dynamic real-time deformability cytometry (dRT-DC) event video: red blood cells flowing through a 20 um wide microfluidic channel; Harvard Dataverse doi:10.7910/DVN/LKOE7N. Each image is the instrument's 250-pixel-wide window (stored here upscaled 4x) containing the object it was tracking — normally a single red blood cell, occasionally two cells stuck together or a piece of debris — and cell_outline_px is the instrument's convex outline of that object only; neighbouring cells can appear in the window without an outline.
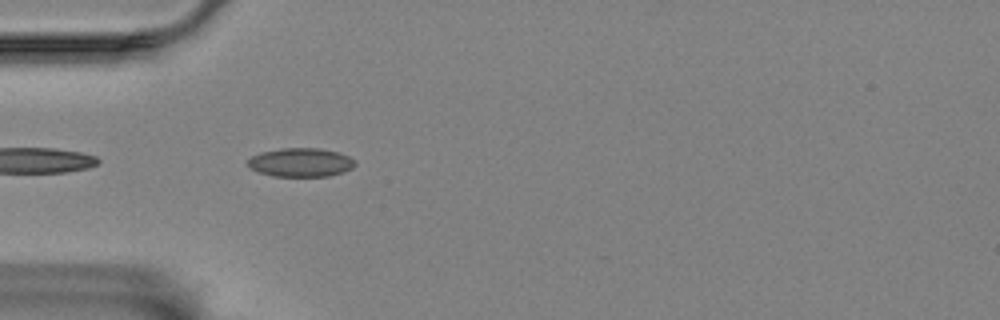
{"species": "Egyptian fruit bat (a non-hibernating species)", "species_latin": "Rousettus aegyptiacus", "temperature_condition": "room temperature", "stored_images_in_passage": 38, "camera_frame_rate_fps": 3000, "um_per_image_px": 0.085, "animal": {"sex": "female"}, "frame": {"image": 1, "passage_image": 2, "time_ms": 0.333, "image_size_px": [1000, 320], "cell_outline_px": [[356, 164], [352, 168], [344, 172], [328, 176], [272, 176], [260, 172], [252, 168], [248, 164], [248, 160], [252, 156], [260, 152], [284, 148], [320, 148], [336, 152], [348, 156], [356, 160]], "centroid_in_image_um": [25.59, 13.8], "position_along_channel_um": 59.4, "area_um2": 17.86}}
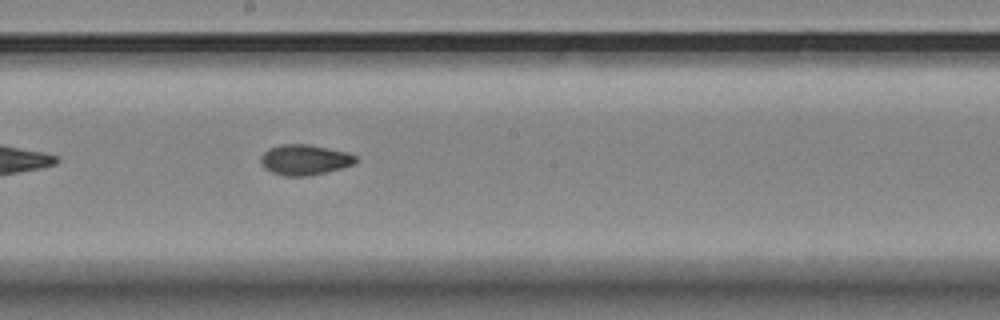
{"frame": {"image": 2, "passage_image": 16, "time_ms": 5.0, "image_size_px": [1000, 320], "cell_outline_px": [[356, 164], [324, 172], [304, 176], [284, 176], [272, 172], [264, 168], [260, 160], [260, 156], [268, 148], [280, 144], [308, 144], [348, 152], [356, 156]], "centroid_in_image_um": [25.87, 13.57], "position_along_channel_um": 222.3, "area_um2": 16.82}}
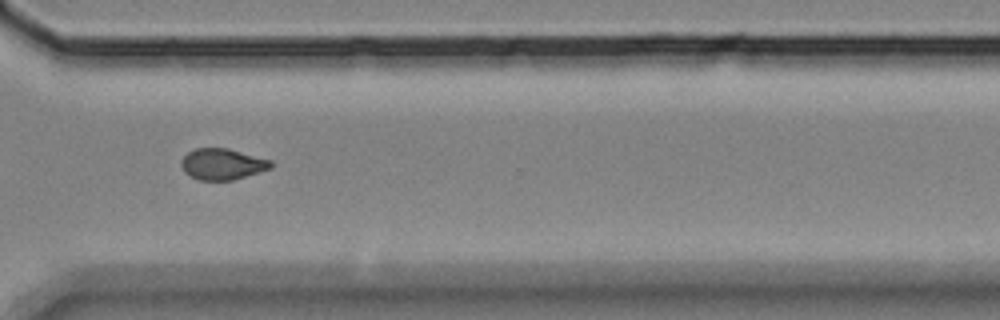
{"frame": {"image": 3, "passage_image": 27, "time_ms": 8.667, "image_size_px": [1000, 320], "cell_outline_px": [[272, 168], [260, 172], [232, 180], [200, 180], [184, 172], [180, 164], [180, 160], [188, 152], [196, 148], [228, 148], [272, 160]], "centroid_in_image_um": [18.9, 13.94], "position_along_channel_um": 351.7, "area_um2": 16.3}, "authors_computed_cell_mechanics": {"area_um2": 16.5597, "velocity_mm_per_s": 3.5312, "shape_relaxation_time_tau1_ms": null, "shape_relaxation_time_tau2_ms": 2.3087, "deformation_change_tau1": null, "deformation_change_tau2": 0.057}}